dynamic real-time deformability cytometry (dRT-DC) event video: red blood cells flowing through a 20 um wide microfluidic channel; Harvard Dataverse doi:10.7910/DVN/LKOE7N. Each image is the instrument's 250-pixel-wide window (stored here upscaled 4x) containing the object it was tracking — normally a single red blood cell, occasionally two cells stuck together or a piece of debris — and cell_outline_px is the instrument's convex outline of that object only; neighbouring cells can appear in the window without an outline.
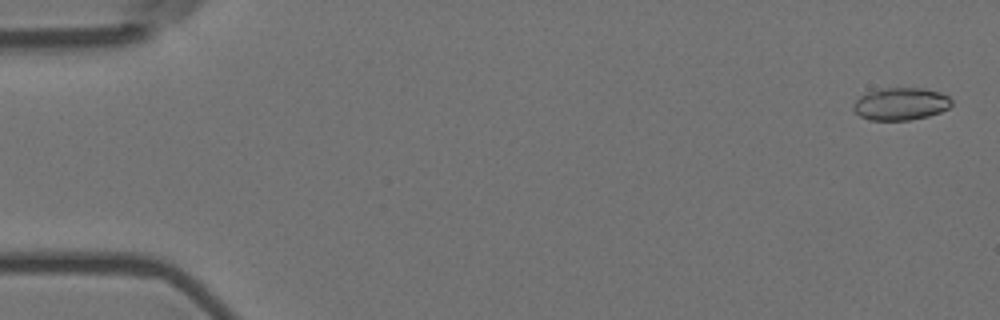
{"species": "Egyptian fruit bat (a non-hibernating species)", "species_latin": "Rousettus aegyptiacus", "temperature_condition": "room temperature", "stored_images_in_passage": 57, "camera_frame_rate_fps": 3000, "um_per_image_px": 0.085, "animal": {"sex": "female"}, "frame": {"image": 1, "passage_image": 2, "time_ms": 0.333, "image_size_px": [1000, 320], "cell_outline_px": [[952, 104], [948, 108], [940, 112], [928, 116], [908, 120], [868, 120], [860, 116], [852, 108], [852, 104], [860, 96], [868, 92], [884, 88], [924, 88], [940, 92], [948, 96], [952, 100]], "centroid_in_image_um": [76.56, 8.83], "position_along_channel_um": 8.4, "area_um2": 18.61}}
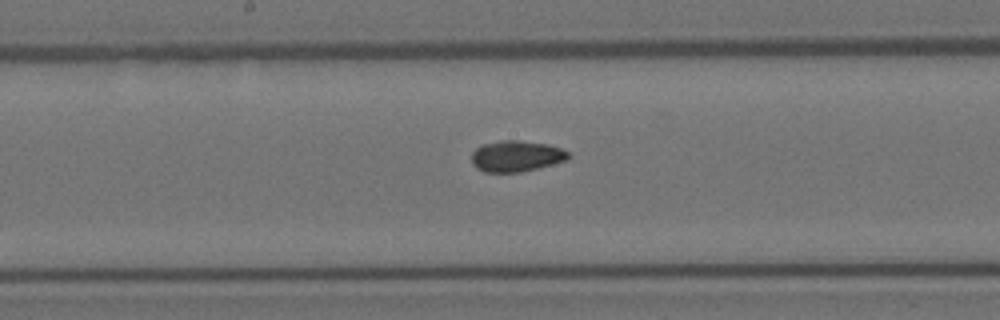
{"frame": {"image": 2, "passage_image": 30, "time_ms": 9.667, "image_size_px": [1000, 320], "cell_outline_px": [[568, 160], [520, 172], [484, 172], [476, 168], [472, 164], [472, 152], [480, 144], [500, 140], [520, 140], [548, 144], [560, 148], [568, 152]], "centroid_in_image_um": [43.84, 13.26], "position_along_channel_um": 204.4, "area_um2": 17.57}}
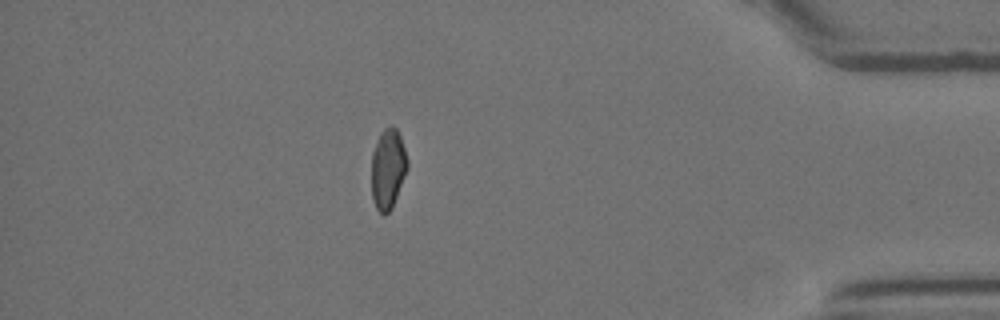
{"frame": {"image": 3, "passage_image": 50, "time_ms": 16.333, "image_size_px": [1000, 320], "cell_outline_px": [[408, 168], [392, 208], [384, 216], [376, 208], [372, 200], [372, 152], [380, 132], [384, 128], [392, 124], [396, 128], [400, 136], [408, 160]], "centroid_in_image_um": [32.97, 14.34], "position_along_channel_um": 402.2, "area_um2": 16.88}, "authors_computed_cell_mechanics": {"area_um2": 17.3978, "velocity_mm_per_s": 3.5969, "shape_relaxation_time_tau1_ms": null, "shape_relaxation_time_tau2_ms": 2.2794, "deformation_change_tau1": null, "deformation_change_tau2": 0.064}}